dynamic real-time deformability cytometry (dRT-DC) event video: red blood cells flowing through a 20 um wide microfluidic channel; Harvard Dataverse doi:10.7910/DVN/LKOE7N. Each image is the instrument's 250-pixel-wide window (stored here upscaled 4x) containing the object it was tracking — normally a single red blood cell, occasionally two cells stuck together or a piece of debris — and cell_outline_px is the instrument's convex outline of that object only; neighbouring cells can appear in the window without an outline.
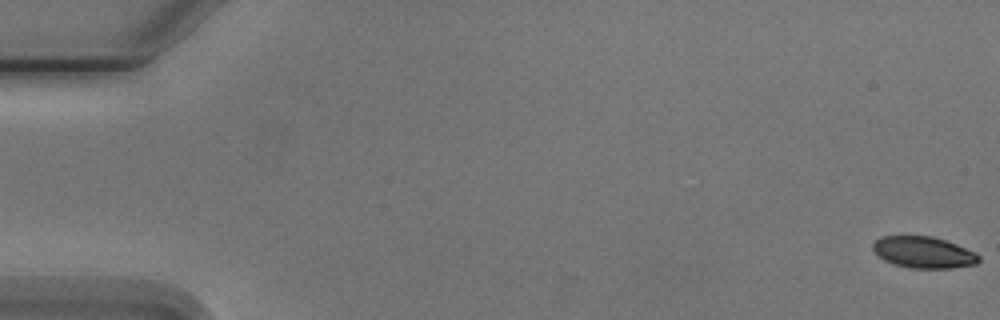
{"species": "Egyptian fruit bat (a non-hibernating species)", "species_latin": "Rousettus aegyptiacus", "temperature_condition": "cold", "stored_images_in_passage": 8, "camera_frame_rate_fps": 3000, "um_per_image_px": 0.085, "animal": {"sex": "male"}, "frame": {"image": 1, "passage_image": 1, "time_ms": 0.0, "image_size_px": [1000, 320], "cell_outline_px": [[980, 260], [976, 264], [952, 268], [912, 268], [896, 264], [884, 260], [872, 248], [872, 244], [880, 236], [932, 236], [956, 244], [976, 252], [980, 256]], "centroid_in_image_um": [78.53, 21.44], "position_along_channel_um": 6.5, "area_um2": 19.31}}
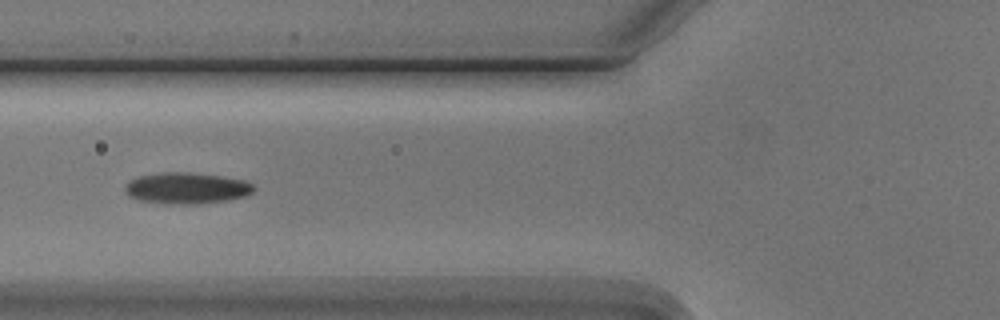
{"frame": {"image": 2, "passage_image": 6, "time_ms": 7.0, "image_size_px": [1000, 320], "cell_outline_px": [[256, 188], [248, 196], [228, 200], [196, 204], [168, 204], [140, 200], [128, 196], [124, 192], [124, 188], [128, 180], [140, 176], [164, 172], [192, 172], [220, 176], [244, 180], [252, 184]], "centroid_in_image_um": [15.86, 15.99], "position_along_channel_um": 109.9, "area_um2": 23.64}}
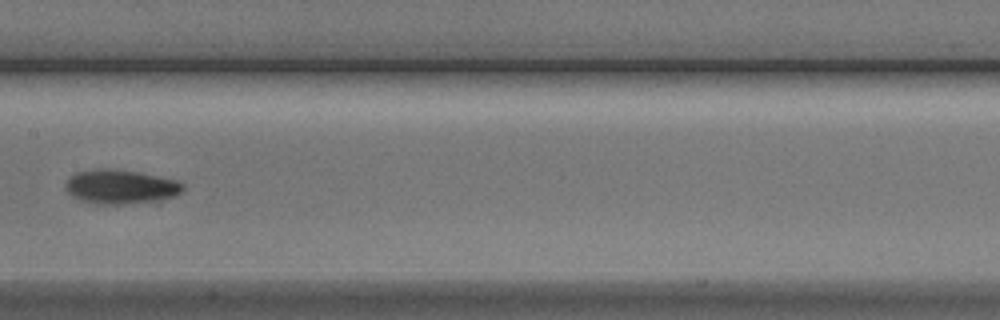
{"frame": {"image": 3, "passage_image": 8, "time_ms": 9.333, "image_size_px": [1000, 320], "cell_outline_px": [[184, 188], [176, 196], [124, 204], [88, 204], [72, 196], [64, 188], [64, 184], [76, 172], [96, 168], [108, 168], [140, 172], [180, 180], [184, 184]], "centroid_in_image_um": [10.22, 15.86], "position_along_channel_um": 197.2, "area_um2": 23.52}}